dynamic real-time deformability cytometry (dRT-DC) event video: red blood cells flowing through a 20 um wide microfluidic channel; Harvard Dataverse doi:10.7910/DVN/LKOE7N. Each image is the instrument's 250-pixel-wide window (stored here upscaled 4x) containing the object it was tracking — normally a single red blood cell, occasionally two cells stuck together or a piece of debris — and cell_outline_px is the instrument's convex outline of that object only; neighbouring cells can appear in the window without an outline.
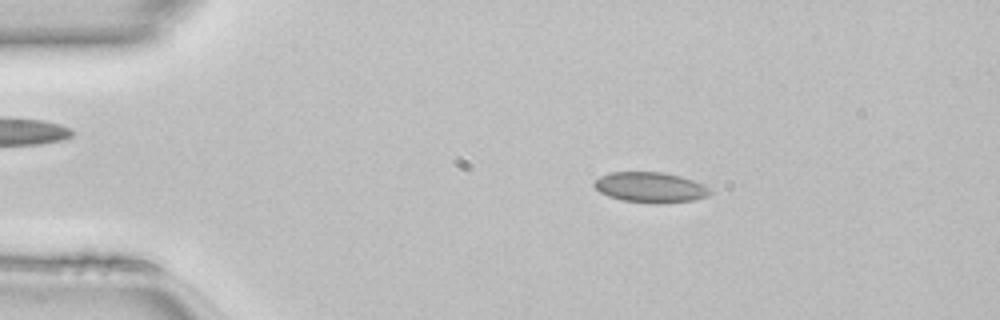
{"species": "common noctule bat (a hibernating species)", "species_latin": "Nyctalus noctula", "temperature_condition": "room temperature", "stored_images_in_passage": 44, "camera_frame_rate_fps": 3000, "um_per_image_px": 0.085, "animal": {"sex": "female", "body_mass_g": 22.7, "forearm_length_mm": 54.2}, "frame": {"image": 1, "passage_image": 4, "time_ms": 1.0, "image_size_px": [1000, 320], "cell_outline_px": [[712, 192], [704, 196], [692, 200], [656, 204], [620, 200], [608, 196], [600, 192], [592, 184], [592, 180], [600, 176], [612, 172], [664, 172], [680, 176], [704, 184], [712, 188]], "centroid_in_image_um": [55.25, 15.92], "position_along_channel_um": 29.8, "area_um2": 20.63}}
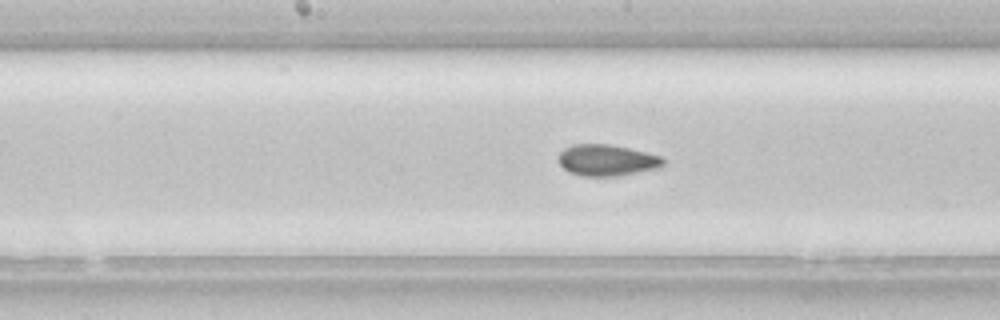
{"frame": {"image": 2, "passage_image": 20, "time_ms": 6.333, "image_size_px": [1000, 320], "cell_outline_px": [[664, 164], [660, 168], [616, 176], [580, 176], [568, 172], [560, 164], [560, 152], [564, 148], [572, 144], [608, 144], [628, 148], [660, 156], [664, 160]], "centroid_in_image_um": [51.57, 13.62], "position_along_channel_um": 196.6, "area_um2": 19.02}}
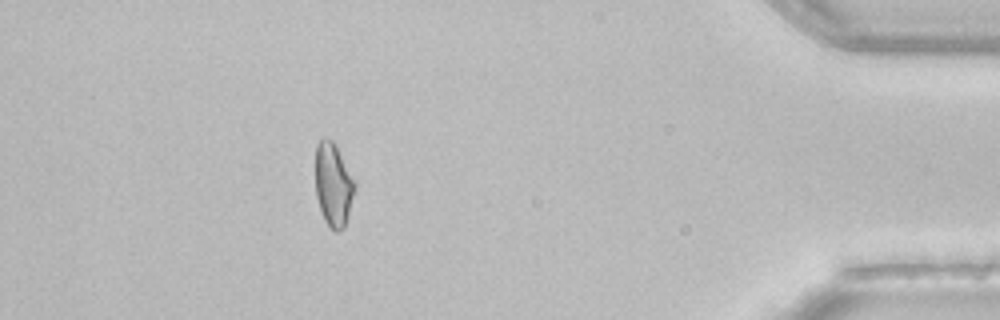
{"frame": {"image": 3, "passage_image": 39, "time_ms": 12.667, "image_size_px": [1000, 320], "cell_outline_px": [[356, 188], [344, 228], [336, 232], [324, 220], [316, 196], [316, 144], [320, 140], [332, 140], [336, 144], [356, 180]], "centroid_in_image_um": [28.36, 15.68], "position_along_channel_um": 406.8, "area_um2": 19.19}, "authors_computed_cell_mechanics": {"area_um2": 19.3919, "velocity_mm_per_s": 4.1544, "shape_relaxation_time_tau1_ms": null, "shape_relaxation_time_tau2_ms": 2.0088, "deformation_change_tau1": null, "deformation_change_tau2": 0.0565}}